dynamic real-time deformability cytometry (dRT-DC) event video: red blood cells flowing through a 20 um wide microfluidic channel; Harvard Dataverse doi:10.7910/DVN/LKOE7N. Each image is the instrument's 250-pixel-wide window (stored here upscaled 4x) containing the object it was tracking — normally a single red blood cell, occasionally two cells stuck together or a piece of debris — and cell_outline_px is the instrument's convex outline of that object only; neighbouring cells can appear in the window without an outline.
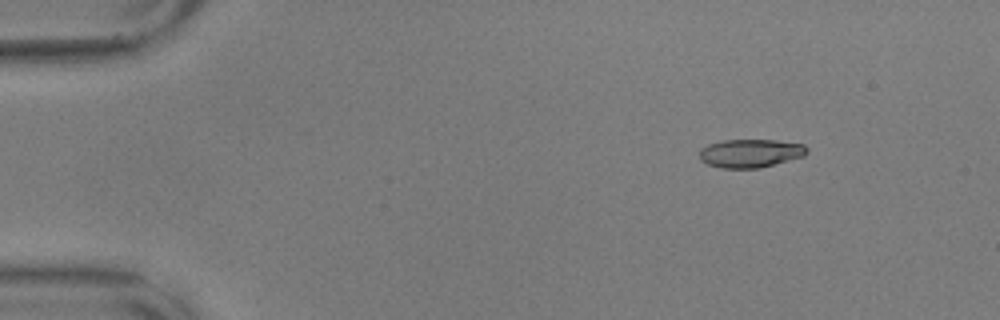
{"species": "common noctule bat (a hibernating species)", "species_latin": "Nyctalus noctula", "temperature_condition": "warm", "stored_images_in_passage": 50, "camera_frame_rate_fps": 3000, "um_per_image_px": 0.085, "animal": {"sex": "male", "body_mass_g": 17.9, "forearm_length_mm": 54.2}, "frame": {"image": 1, "passage_image": 1, "time_ms": 0.0, "image_size_px": [1000, 320], "cell_outline_px": [[808, 152], [804, 156], [760, 168], [720, 168], [708, 164], [700, 160], [700, 148], [708, 144], [724, 140], [776, 140], [804, 144], [808, 148]], "centroid_in_image_um": [63.79, 13.02], "position_along_channel_um": 21.2, "area_um2": 17.86}}
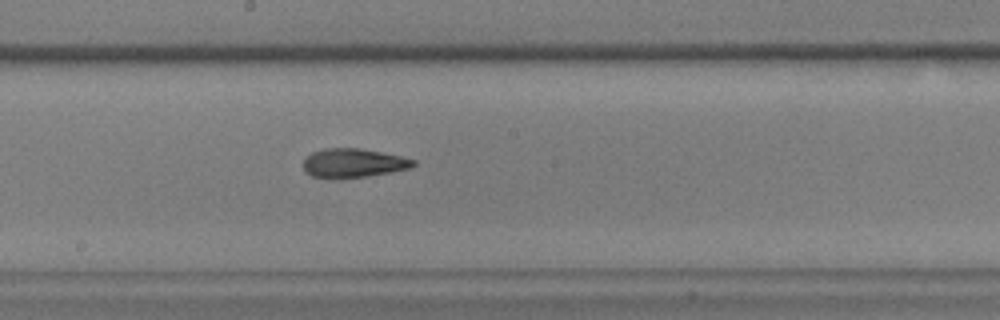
{"frame": {"image": 2, "passage_image": 25, "time_ms": 8.0, "image_size_px": [1000, 320], "cell_outline_px": [[416, 164], [412, 168], [392, 172], [368, 176], [312, 176], [304, 168], [304, 160], [312, 152], [324, 148], [360, 148], [400, 156], [416, 160]], "centroid_in_image_um": [30.11, 13.82], "position_along_channel_um": 218.1, "area_um2": 17.98}}
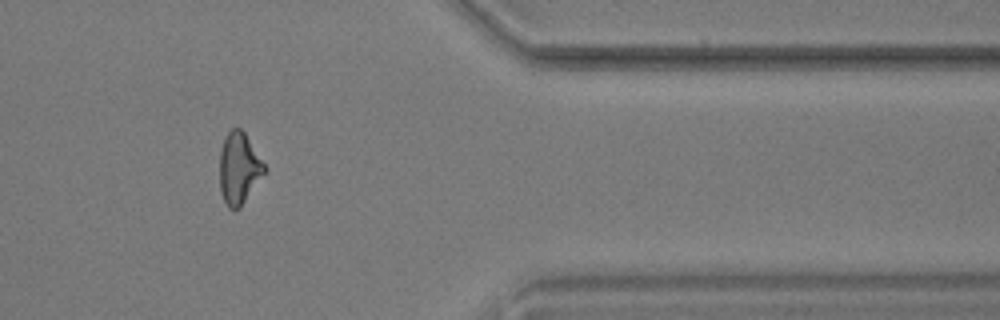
{"frame": {"image": 3, "passage_image": 41, "time_ms": 13.333, "image_size_px": [1000, 320], "cell_outline_px": [[268, 168], [240, 208], [228, 208], [220, 192], [220, 152], [224, 136], [232, 128], [240, 128], [244, 132]], "centroid_in_image_um": [20.32, 14.29], "position_along_channel_um": 391.1, "area_um2": 18.67}, "authors_computed_cell_mechanics": {"area_um2": 18.6983, "velocity_mm_per_s": 3.5892, "shape_relaxation_time_tau1_ms": 4.7757, "shape_relaxation_time_tau2_ms": 3.6347, "deformation_change_tau1": 0.1739, "deformation_change_tau2": 0.1297}}